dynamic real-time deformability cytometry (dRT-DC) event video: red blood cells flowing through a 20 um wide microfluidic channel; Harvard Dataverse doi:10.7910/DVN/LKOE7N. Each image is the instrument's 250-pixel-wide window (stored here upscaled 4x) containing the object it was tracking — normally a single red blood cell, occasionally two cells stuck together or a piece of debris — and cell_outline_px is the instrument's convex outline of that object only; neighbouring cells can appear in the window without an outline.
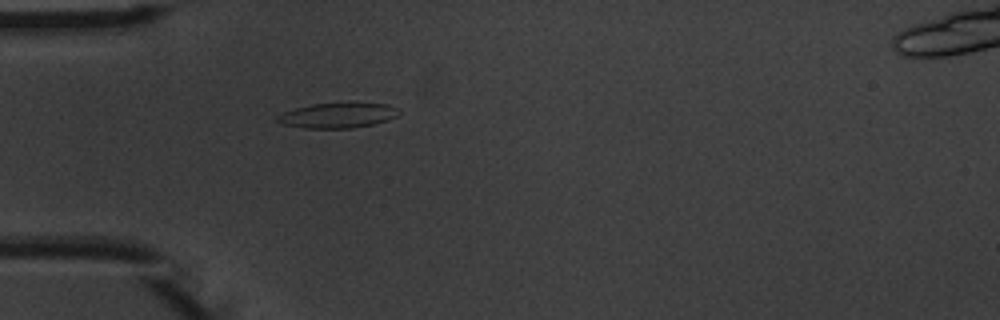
{"species": "common noctule bat (a hibernating species)", "species_latin": "Nyctalus noctula", "temperature_condition": "warm", "stored_images_in_passage": 4, "camera_frame_rate_fps": 3000, "um_per_image_px": 0.085, "animal": {"sex": "male", "body_mass_g": 20.1, "forearm_length_mm": 53.5}, "frame": {"image": 1, "passage_image": 4, "time_ms": 4.333, "image_size_px": [1000, 320], "cell_outline_px": [[400, 112], [396, 116], [388, 120], [372, 124], [352, 128], [304, 128], [284, 124], [276, 120], [276, 116], [284, 112], [296, 108], [312, 104], [388, 104], [396, 108]], "centroid_in_image_um": [28.69, 9.82], "position_along_channel_um": 56.3, "area_um2": 17.28}}